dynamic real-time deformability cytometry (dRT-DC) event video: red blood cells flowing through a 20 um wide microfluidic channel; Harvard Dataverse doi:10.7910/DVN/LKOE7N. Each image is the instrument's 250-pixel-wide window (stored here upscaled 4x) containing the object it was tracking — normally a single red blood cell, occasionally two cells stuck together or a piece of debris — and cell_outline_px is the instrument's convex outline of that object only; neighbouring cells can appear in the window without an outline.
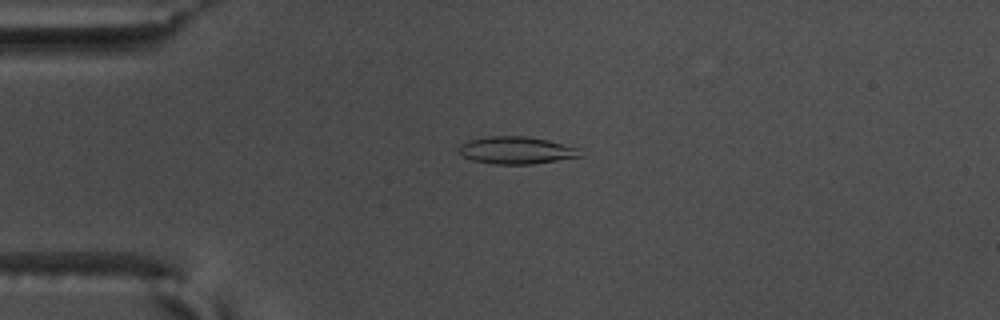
{"species": "common noctule bat (a hibernating species)", "species_latin": "Nyctalus noctula", "temperature_condition": "warm", "stored_images_in_passage": 20, "camera_frame_rate_fps": 3000, "um_per_image_px": 0.085, "animal": {"sex": "male", "body_mass_g": 17.5, "forearm_length_mm": 52.3}, "frame": {"image": 1, "passage_image": 3, "time_ms": 0.667, "image_size_px": [1000, 320], "cell_outline_px": [[584, 156], [532, 164], [496, 164], [472, 160], [460, 156], [460, 144], [468, 140], [488, 136], [524, 136], [548, 140], [580, 148]], "centroid_in_image_um": [43.91, 12.77], "position_along_channel_um": 41.1, "area_um2": 19.42}}
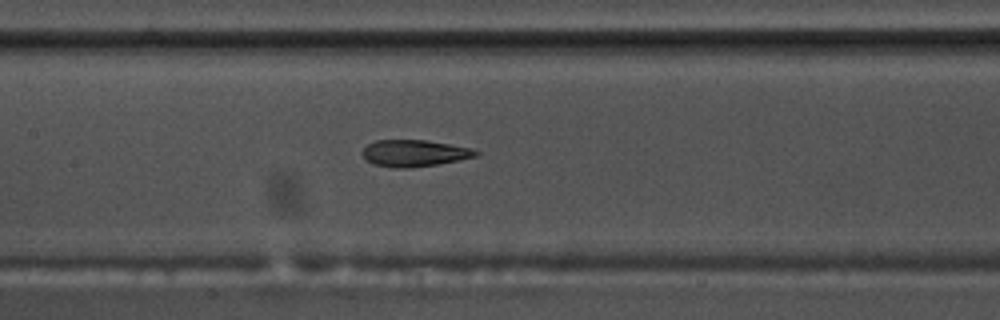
{"frame": {"image": 2, "passage_image": 16, "time_ms": 5.0, "image_size_px": [1000, 320], "cell_outline_px": [[480, 156], [460, 160], [436, 164], [408, 168], [392, 168], [372, 164], [364, 160], [360, 152], [368, 144], [376, 140], [424, 140], [472, 148], [480, 152]], "centroid_in_image_um": [35.19, 13.03], "position_along_channel_um": 172.2, "area_um2": 17.86}}
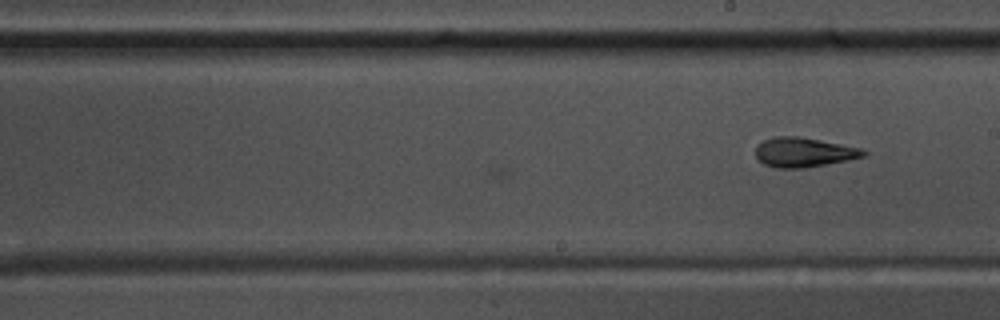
{"frame": {"image": 3, "passage_image": 20, "time_ms": 6.333, "image_size_px": [1000, 320], "cell_outline_px": [[868, 152], [864, 156], [848, 160], [804, 168], [776, 168], [764, 164], [756, 156], [756, 144], [764, 140], [776, 136], [796, 136], [860, 148]], "centroid_in_image_um": [68.28, 12.95], "position_along_channel_um": 220.7, "area_um2": 18.32}}